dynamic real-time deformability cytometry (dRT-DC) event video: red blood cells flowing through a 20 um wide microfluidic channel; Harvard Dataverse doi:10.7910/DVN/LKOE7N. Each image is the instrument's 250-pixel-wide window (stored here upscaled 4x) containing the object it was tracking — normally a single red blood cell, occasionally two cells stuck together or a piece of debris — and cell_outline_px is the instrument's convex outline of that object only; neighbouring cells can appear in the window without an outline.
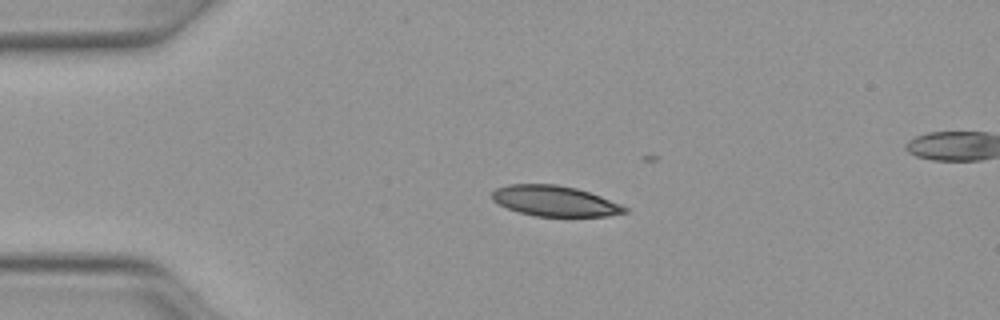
{"species": "Egyptian fruit bat (a non-hibernating species)", "species_latin": "Rousettus aegyptiacus", "temperature_condition": "warm", "stored_images_in_passage": 6, "camera_frame_rate_fps": 3000, "um_per_image_px": 0.085, "animal": {"sex": "female"}, "frame": {"image": 1, "passage_image": 1, "time_ms": 0.0, "image_size_px": [1000, 320], "cell_outline_px": [[628, 212], [608, 216], [536, 216], [520, 212], [508, 208], [492, 200], [492, 192], [496, 188], [508, 184], [556, 184], [576, 188], [600, 196], [620, 204], [628, 208]], "centroid_in_image_um": [47.16, 17.08], "position_along_channel_um": 37.8, "area_um2": 23.41}}